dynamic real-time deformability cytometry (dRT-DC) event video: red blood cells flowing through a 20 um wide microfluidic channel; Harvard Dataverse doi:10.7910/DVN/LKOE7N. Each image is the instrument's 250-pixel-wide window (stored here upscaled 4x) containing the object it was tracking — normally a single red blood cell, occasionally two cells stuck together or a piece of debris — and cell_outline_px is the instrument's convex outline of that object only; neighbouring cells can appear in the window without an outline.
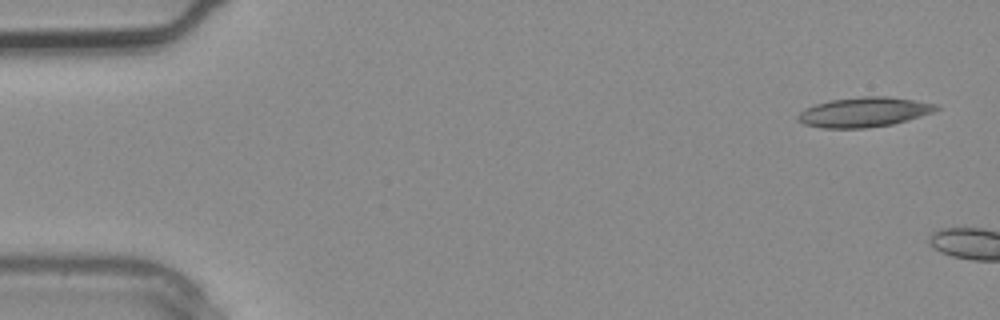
{"species": "common noctule bat (a hibernating species)", "species_latin": "Nyctalus noctula", "temperature_condition": "warm", "stored_images_in_passage": 4, "camera_frame_rate_fps": 3000, "um_per_image_px": 0.085, "animal": {"sex": "male", "body_mass_g": 20.4}, "frame": {"image": 1, "passage_image": 1, "time_ms": 0.0, "image_size_px": [1000, 320], "cell_outline_px": [[940, 108], [932, 112], [908, 120], [892, 124], [868, 128], [820, 128], [804, 124], [796, 120], [796, 116], [804, 108], [828, 100], [860, 96], [888, 96], [916, 100], [936, 104]], "centroid_in_image_um": [73.4, 9.52], "position_along_channel_um": 11.6, "area_um2": 24.22}}
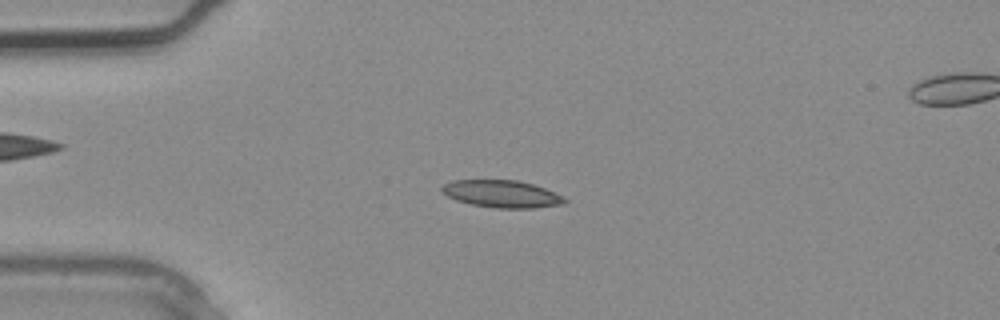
{"frame": {"image": 2, "passage_image": 3, "time_ms": 0.667, "image_size_px": [1000, 320], "cell_outline_px": [[568, 200], [564, 204], [536, 208], [496, 208], [472, 204], [456, 200], [440, 192], [440, 188], [444, 184], [452, 180], [516, 180], [532, 184], [544, 188], [564, 196]], "centroid_in_image_um": [42.66, 16.48], "position_along_channel_um": 42.3, "area_um2": 19.59}}